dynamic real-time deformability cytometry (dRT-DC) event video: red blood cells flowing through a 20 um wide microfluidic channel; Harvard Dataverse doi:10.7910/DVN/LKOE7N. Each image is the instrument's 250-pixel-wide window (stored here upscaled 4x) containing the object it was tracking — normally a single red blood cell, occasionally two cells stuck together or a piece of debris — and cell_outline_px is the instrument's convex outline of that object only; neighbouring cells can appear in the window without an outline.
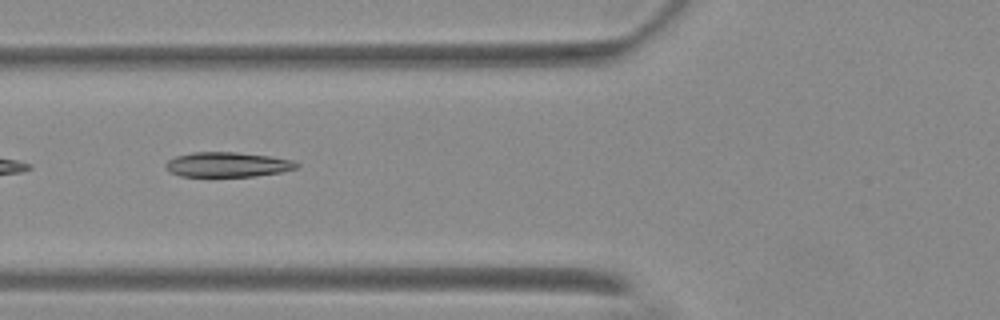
{"species": "Egyptian fruit bat (a non-hibernating species)", "species_latin": "Rousettus aegyptiacus", "temperature_condition": "warm", "stored_images_in_passage": 3, "camera_frame_rate_fps": 3000, "um_per_image_px": 0.085, "animal": {"sex": "female"}, "frame": {"image": 1, "passage_image": 2, "time_ms": 1.333, "image_size_px": [1000, 320], "cell_outline_px": [[300, 168], [280, 172], [252, 176], [180, 176], [172, 172], [164, 164], [168, 160], [176, 156], [192, 152], [236, 152], [272, 156], [292, 160], [300, 164]], "centroid_in_image_um": [19.38, 13.98], "position_along_channel_um": 106.4, "area_um2": 18.9}}
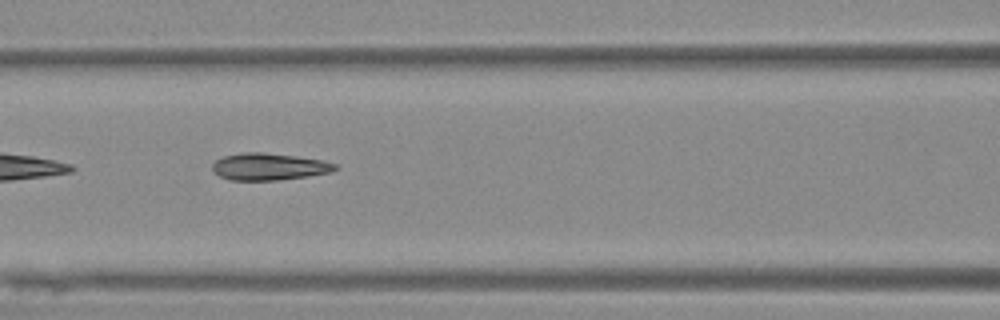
{"frame": {"image": 2, "passage_image": 3, "time_ms": 2.333, "image_size_px": [1000, 320], "cell_outline_px": [[336, 168], [332, 172], [308, 176], [276, 180], [232, 180], [220, 176], [212, 172], [212, 164], [216, 160], [224, 156], [240, 152], [260, 152], [296, 156], [320, 160], [336, 164]], "centroid_in_image_um": [22.82, 14.16], "position_along_channel_um": 143.8, "area_um2": 19.19}}